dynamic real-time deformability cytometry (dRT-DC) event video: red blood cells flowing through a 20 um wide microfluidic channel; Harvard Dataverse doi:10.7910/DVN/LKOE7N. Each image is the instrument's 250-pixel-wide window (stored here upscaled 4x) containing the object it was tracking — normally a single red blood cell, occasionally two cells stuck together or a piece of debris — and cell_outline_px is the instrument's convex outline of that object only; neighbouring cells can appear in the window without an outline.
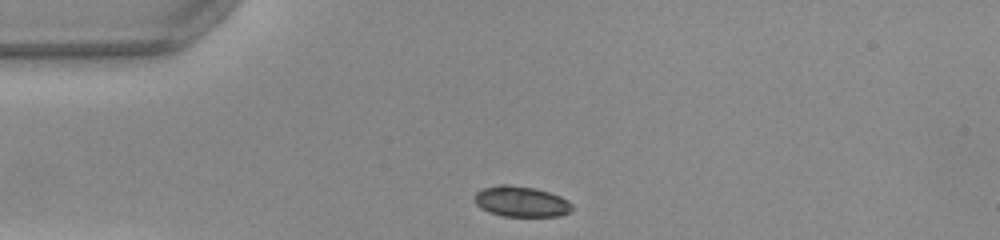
{"species": "common noctule bat (a hibernating species)", "species_latin": "Nyctalus noctula", "temperature_condition": "warm", "stored_images_in_passage": 29, "camera_frame_rate_fps": 3000, "um_per_image_px": 0.085, "animal": {"sex": "female", "body_mass_g": 22.0, "forearm_length_mm": 56.7}, "frame": {"image": 1, "passage_image": 1, "time_ms": 0.0, "image_size_px": [1000, 240], "cell_outline_px": [[572, 212], [560, 216], [500, 216], [488, 212], [480, 208], [476, 204], [476, 192], [484, 188], [500, 184], [508, 184], [536, 188], [560, 196], [568, 200], [572, 204]], "centroid_in_image_um": [44.32, 17.14], "position_along_channel_um": 40.7, "area_um2": 17.51}}
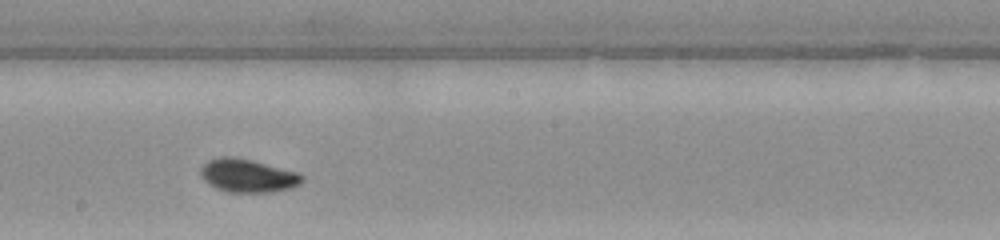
{"frame": {"image": 2, "passage_image": 17, "time_ms": 5.333, "image_size_px": [1000, 240], "cell_outline_px": [[304, 180], [300, 184], [292, 188], [272, 192], [224, 192], [208, 184], [200, 176], [200, 168], [208, 160], [220, 156], [232, 156], [252, 160], [296, 172], [304, 176]], "centroid_in_image_um": [21.03, 14.93], "position_along_channel_um": 227.2, "area_um2": 19.83}}
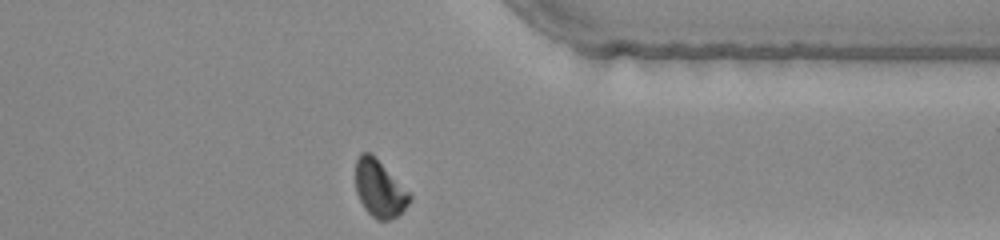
{"frame": {"image": 3, "passage_image": 29, "time_ms": 9.333, "image_size_px": [1000, 240], "cell_outline_px": [[412, 200], [396, 216], [388, 220], [376, 220], [364, 208], [356, 192], [356, 160], [360, 152], [368, 152], [412, 196]], "centroid_in_image_um": [32.22, 16.08], "position_along_channel_um": 379.2, "area_um2": 17.22}, "authors_computed_cell_mechanics": {"area_um2": 18.6116, "velocity_mm_per_s": 3.9983, "shape_relaxation_time_tau1_ms": 2.9076, "shape_relaxation_time_tau2_ms": 1.3276, "deformation_change_tau1": 0.1194, "deformation_change_tau2": 0.0327}}